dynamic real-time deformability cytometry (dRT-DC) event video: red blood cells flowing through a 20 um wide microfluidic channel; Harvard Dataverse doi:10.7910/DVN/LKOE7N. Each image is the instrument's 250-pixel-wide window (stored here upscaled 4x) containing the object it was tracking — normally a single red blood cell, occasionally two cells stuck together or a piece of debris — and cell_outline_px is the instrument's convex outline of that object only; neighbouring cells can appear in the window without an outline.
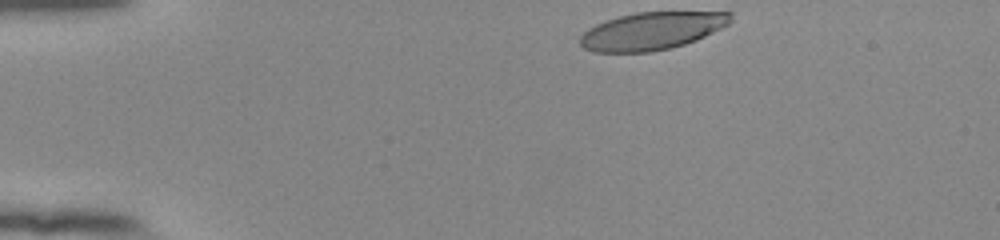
{"species": "human", "species_latin": "Homo sapiens", "temperature_condition": "room temperature", "stored_images_in_passage": 37, "camera_frame_rate_fps": 3000, "um_per_image_px": 0.085, "donor": {"sex": "female"}, "frame": {"image": 1, "passage_image": 1, "time_ms": 0.0, "image_size_px": [1000, 240], "cell_outline_px": [[732, 20], [728, 24], [696, 40], [684, 44], [668, 48], [648, 52], [596, 52], [584, 48], [580, 44], [580, 36], [588, 28], [596, 24], [620, 16], [636, 12], [732, 12]], "centroid_in_image_um": [55.39, 2.63], "position_along_channel_um": 29.6, "area_um2": 32.66}}
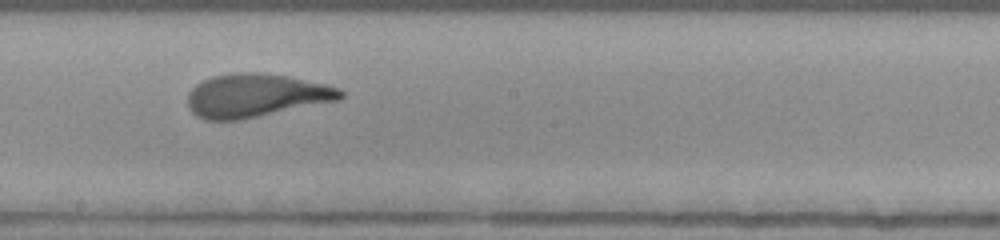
{"frame": {"image": 2, "passage_image": 22, "time_ms": 7.0, "image_size_px": [1000, 240], "cell_outline_px": [[344, 96], [340, 100], [240, 120], [204, 120], [196, 116], [188, 108], [188, 92], [196, 84], [212, 76], [236, 72], [260, 72], [288, 76], [328, 84], [340, 88], [344, 92]], "centroid_in_image_um": [21.76, 8.11], "position_along_channel_um": 226.4, "area_um2": 39.02}}
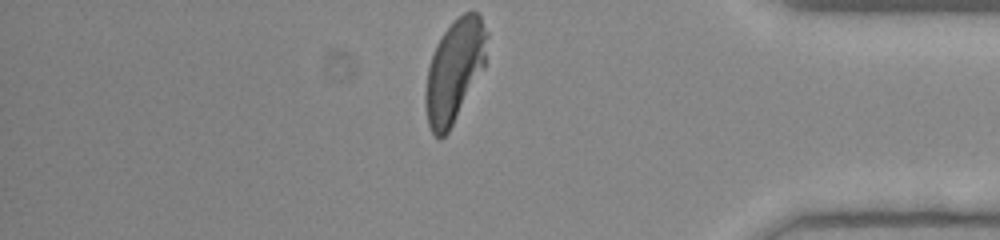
{"frame": {"image": 3, "passage_image": 37, "time_ms": 12.0, "image_size_px": [1000, 240], "cell_outline_px": [[488, 36], [484, 68], [448, 132], [440, 140], [432, 132], [428, 124], [424, 104], [424, 92], [428, 68], [436, 44], [444, 32], [464, 12], [476, 12], [480, 16], [488, 32]], "centroid_in_image_um": [38.62, 6.03], "position_along_channel_um": 396.6, "area_um2": 36.47}, "authors_computed_cell_mechanics": {"area_um2": 37.9746, "velocity_mm_per_s": 3.8821, "shape_relaxation_time_tau1_ms": 3.045, "shape_relaxation_time_tau2_ms": 0.8102, "deformation_change_tau1": 0.1979, "deformation_change_tau2": 0.0779}}